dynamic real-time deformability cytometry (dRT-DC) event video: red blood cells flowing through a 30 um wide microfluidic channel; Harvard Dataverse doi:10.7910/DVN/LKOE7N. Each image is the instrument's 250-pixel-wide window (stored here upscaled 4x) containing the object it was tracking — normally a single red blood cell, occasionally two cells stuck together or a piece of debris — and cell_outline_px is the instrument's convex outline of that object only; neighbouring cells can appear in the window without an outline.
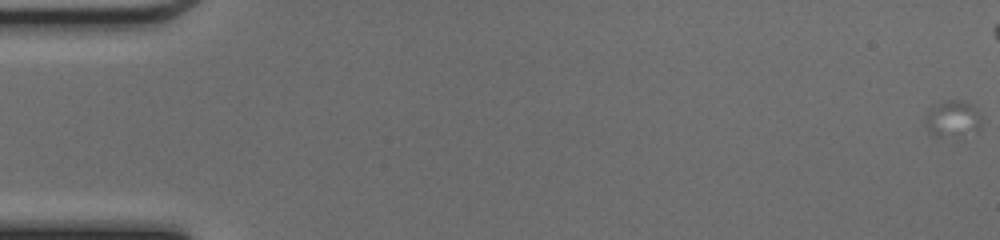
{"species": "common noctule bat (a hibernating species)", "species_latin": "Nyctalus noctula", "temperature_condition": "cold", "stored_images_in_passage": 42, "camera_frame_rate_fps": 3000, "um_per_image_px": 0.085, "animal": {"sex": "female", "body_mass_g": 17.0, "forearm_length_mm": 48.0}, "frame": {"image": 1, "passage_image": 1, "time_ms": 0.0, "image_size_px": [1000, 240], "cell_outline_px": [[980, 128], [976, 132], [964, 140], [960, 140], [932, 136], [928, 132], [924, 124], [924, 116], [928, 108], [932, 104], [944, 100], [964, 100], [972, 104], [976, 108], [980, 116]], "centroid_in_image_um": [80.94, 10.17], "position_along_channel_um": 4.1, "area_um2": 13.29}}
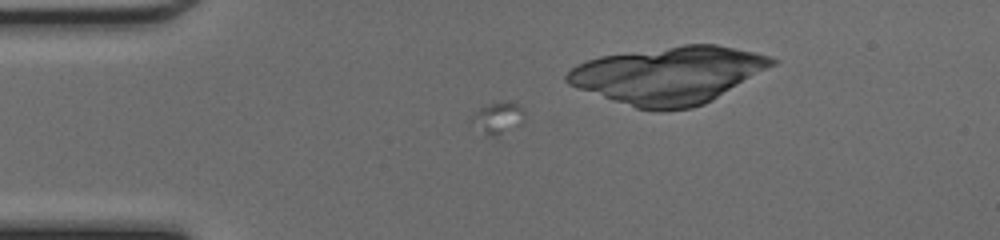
{"frame": {"image": 2, "passage_image": 16, "time_ms": 5.0, "image_size_px": [1000, 240], "cell_outline_px": [[524, 124], [496, 136], [488, 136], [468, 120], [472, 112], [480, 108], [492, 104], [508, 100], [520, 104], [524, 112]], "centroid_in_image_um": [42.34, 10.01], "position_along_channel_um": 42.7, "area_um2": 10.0}}
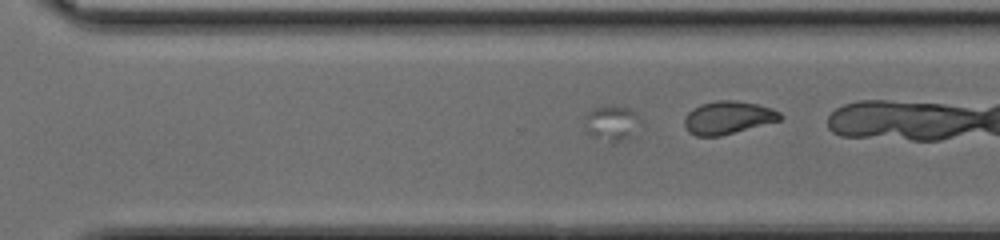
{"frame": {"image": 3, "passage_image": 39, "time_ms": 12.667, "image_size_px": [1000, 240], "cell_outline_px": [[640, 120], [636, 136], [612, 144], [592, 136], [588, 132], [584, 120], [588, 112], [596, 108], [608, 104], [632, 108], [636, 112]], "centroid_in_image_um": [52.06, 10.48], "position_along_channel_um": 318.5, "area_um2": 11.91}}